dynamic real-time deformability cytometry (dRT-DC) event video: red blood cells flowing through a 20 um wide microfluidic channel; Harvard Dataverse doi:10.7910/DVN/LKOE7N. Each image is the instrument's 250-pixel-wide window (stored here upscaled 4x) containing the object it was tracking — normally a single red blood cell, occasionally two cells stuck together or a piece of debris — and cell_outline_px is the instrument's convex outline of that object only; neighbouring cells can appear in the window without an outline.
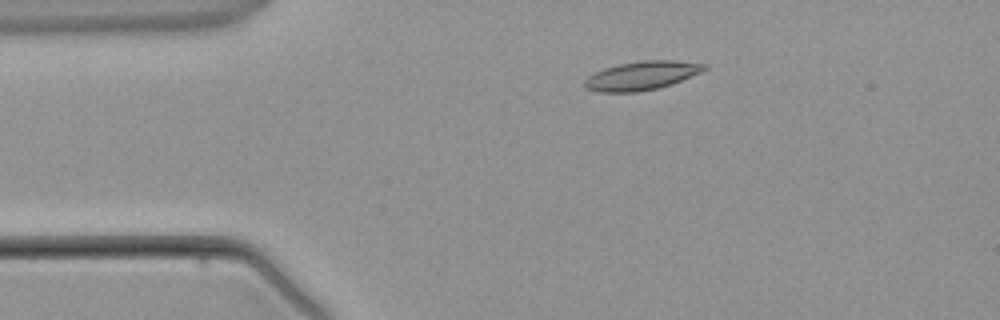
{"species": "common noctule bat (a hibernating species)", "species_latin": "Nyctalus noctula", "temperature_condition": "warm", "stored_images_in_passage": 2, "camera_frame_rate_fps": 3000, "um_per_image_px": 0.085, "animal": {"sex": "male", "body_mass_g": 21.5, "forearm_length_mm": 52.0}, "frame": {"image": 1, "passage_image": 1, "time_ms": 0.0, "image_size_px": [1000, 320], "cell_outline_px": [[708, 68], [700, 72], [672, 84], [656, 88], [636, 92], [600, 92], [584, 88], [584, 80], [588, 76], [604, 68], [620, 64], [644, 60], [672, 60], [708, 64]], "centroid_in_image_um": [54.54, 6.42], "position_along_channel_um": 30.5, "area_um2": 19.88}}